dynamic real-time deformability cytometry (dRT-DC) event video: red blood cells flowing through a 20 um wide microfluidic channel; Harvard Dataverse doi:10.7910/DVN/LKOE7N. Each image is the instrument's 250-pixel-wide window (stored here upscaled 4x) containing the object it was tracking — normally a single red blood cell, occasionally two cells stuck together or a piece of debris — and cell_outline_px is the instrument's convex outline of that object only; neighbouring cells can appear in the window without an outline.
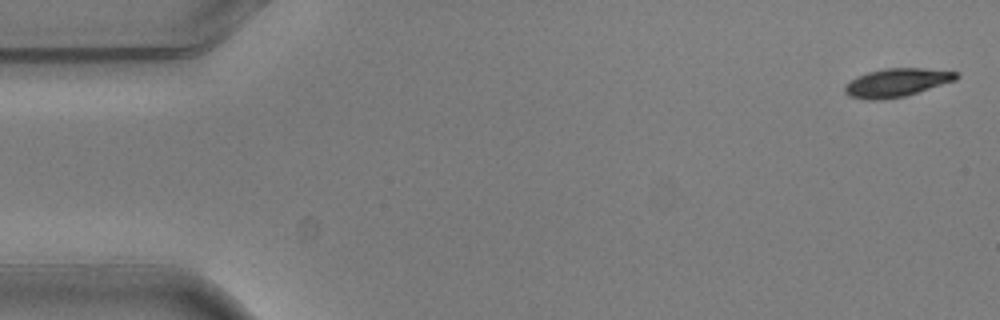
{"species": "common noctule bat (a hibernating species)", "species_latin": "Nyctalus noctula", "temperature_condition": "warm", "stored_images_in_passage": 5, "segment_of_instrument_passage": [1, 2], "camera_frame_rate_fps": 3000, "um_per_image_px": 0.085, "animal": {"sex": "male", "body_mass_g": 20.5, "forearm_length_mm": 52.5}, "frame": {"image": 1, "passage_image": 1, "time_ms": 0.0, "image_size_px": [1000, 320], "cell_outline_px": [[960, 76], [956, 80], [904, 96], [880, 100], [868, 100], [848, 96], [844, 92], [844, 84], [856, 76], [868, 72], [884, 68], [924, 68], [960, 72]], "centroid_in_image_um": [76.19, 7.01], "position_along_channel_um": 8.8, "area_um2": 18.55}}
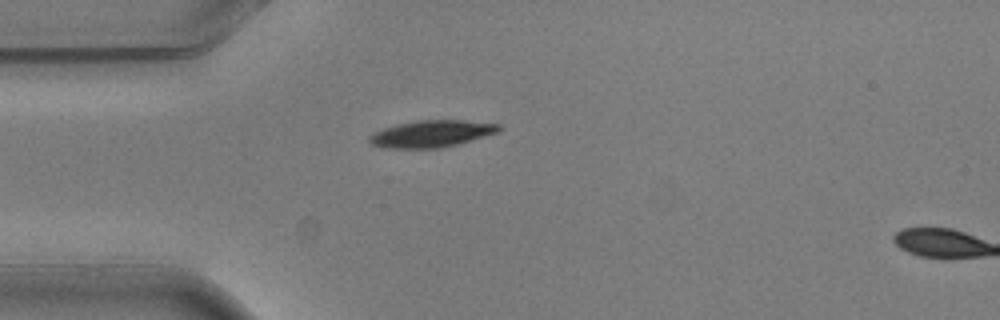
{"frame": {"image": 2, "passage_image": 4, "time_ms": 1.0, "image_size_px": [1000, 320], "cell_outline_px": [[504, 128], [496, 132], [484, 136], [456, 144], [440, 148], [384, 148], [372, 144], [368, 140], [368, 136], [384, 128], [396, 124], [416, 120], [464, 120], [500, 124]], "centroid_in_image_um": [36.67, 11.36], "position_along_channel_um": 48.3, "area_um2": 20.17}}